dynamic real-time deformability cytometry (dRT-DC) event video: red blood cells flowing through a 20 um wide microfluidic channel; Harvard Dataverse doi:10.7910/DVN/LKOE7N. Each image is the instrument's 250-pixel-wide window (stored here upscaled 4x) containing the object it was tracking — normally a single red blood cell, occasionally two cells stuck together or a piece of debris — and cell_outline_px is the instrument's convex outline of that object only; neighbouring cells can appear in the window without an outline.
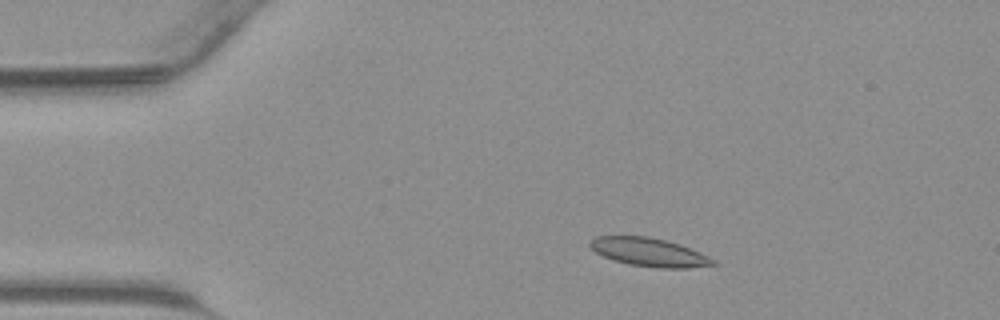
{"species": "common noctule bat (a hibernating species)", "species_latin": "Nyctalus noctula", "temperature_condition": "warm", "stored_images_in_passage": 43, "camera_frame_rate_fps": 3000, "um_per_image_px": 0.085, "animal": {"sex": "male", "body_mass_g": 23.1, "forearm_length_mm": 52.7}, "frame": {"image": 1, "passage_image": 7, "time_ms": 2.0, "image_size_px": [1000, 320], "cell_outline_px": [[720, 264], [688, 268], [660, 268], [628, 264], [612, 260], [596, 252], [588, 244], [596, 236], [648, 236], [680, 244], [700, 252], [716, 260]], "centroid_in_image_um": [55.22, 21.44], "position_along_channel_um": 29.8, "area_um2": 20.4}}
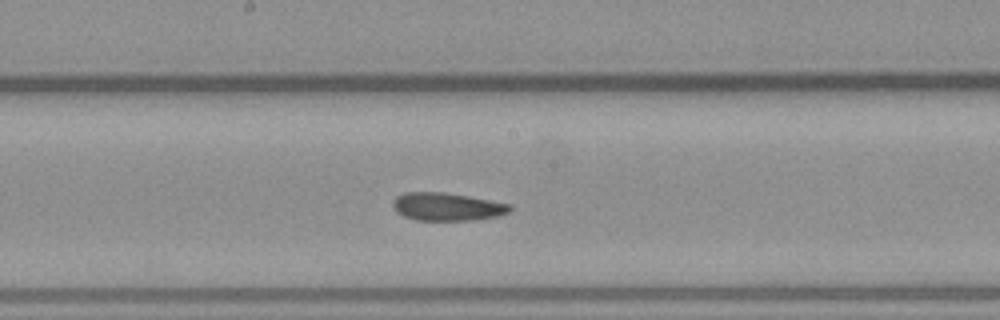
{"frame": {"image": 2, "passage_image": 22, "time_ms": 7.0, "image_size_px": [1000, 320], "cell_outline_px": [[512, 208], [508, 212], [496, 216], [472, 220], [416, 220], [404, 216], [396, 212], [392, 204], [392, 200], [396, 196], [404, 192], [444, 192], [468, 196], [512, 204]], "centroid_in_image_um": [37.96, 17.56], "position_along_channel_um": 210.2, "area_um2": 19.07}}
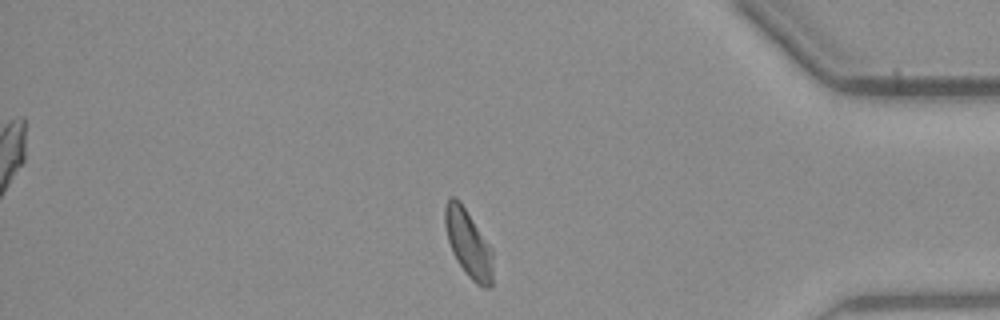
{"frame": {"image": 3, "passage_image": 36, "time_ms": 11.667, "image_size_px": [1000, 320], "cell_outline_px": [[492, 288], [484, 288], [476, 284], [468, 276], [456, 260], [452, 252], [448, 240], [444, 224], [444, 208], [448, 196], [456, 196], [460, 200], [492, 248]], "centroid_in_image_um": [39.79, 20.67], "position_along_channel_um": 395.4, "area_um2": 19.13}}